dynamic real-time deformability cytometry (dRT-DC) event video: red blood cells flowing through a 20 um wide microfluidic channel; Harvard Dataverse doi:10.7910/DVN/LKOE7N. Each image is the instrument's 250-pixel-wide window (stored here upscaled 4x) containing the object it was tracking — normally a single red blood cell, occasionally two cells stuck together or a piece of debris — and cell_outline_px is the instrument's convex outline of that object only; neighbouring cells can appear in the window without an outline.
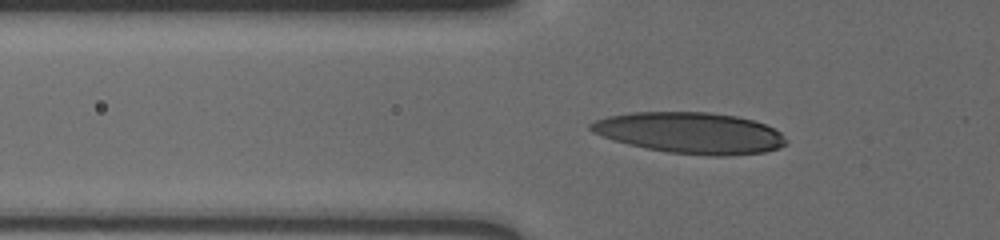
{"species": "human", "species_latin": "Homo sapiens", "temperature_condition": "cold", "stored_images_in_passage": 43, "camera_frame_rate_fps": 3000, "um_per_image_px": 0.085, "donor": {"sex": "male"}, "frame": {"image": 1, "passage_image": 6, "time_ms": 1.667, "image_size_px": [1000, 240], "cell_outline_px": [[784, 144], [780, 148], [764, 152], [728, 156], [708, 156], [668, 152], [628, 144], [612, 140], [592, 132], [588, 128], [588, 124], [596, 120], [608, 116], [628, 112], [708, 112], [736, 116], [752, 120], [764, 124], [780, 132], [784, 140]], "centroid_in_image_um": [58.62, 11.29], "position_along_channel_um": 67.2, "area_um2": 46.76}}
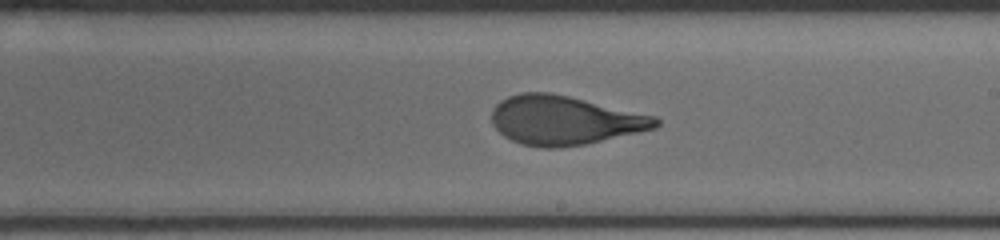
{"frame": {"image": 2, "passage_image": 21, "time_ms": 6.667, "image_size_px": [1000, 240], "cell_outline_px": [[660, 124], [656, 128], [584, 144], [560, 148], [544, 148], [520, 144], [504, 136], [492, 124], [492, 108], [500, 100], [508, 96], [520, 92], [548, 92], [568, 96], [656, 116], [660, 120]], "centroid_in_image_um": [47.95, 10.22], "position_along_channel_um": 241.1, "area_um2": 46.76}}
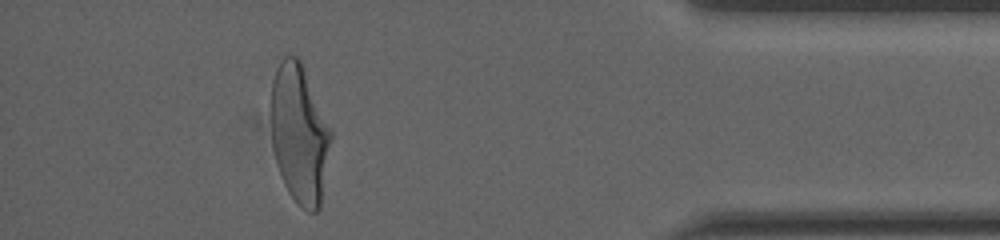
{"frame": {"image": 3, "passage_image": 38, "time_ms": 12.333, "image_size_px": [1000, 240], "cell_outline_px": [[332, 136], [320, 208], [316, 212], [308, 212], [288, 192], [280, 176], [272, 148], [272, 80], [276, 68], [280, 60], [284, 56], [296, 56], [300, 60], [332, 132]], "centroid_in_image_um": [25.45, 11.4], "position_along_channel_um": 409.8, "area_um2": 48.03}, "authors_computed_cell_mechanics": {"area_um2": 46.9914, "velocity_mm_per_s": 3.609, "shape_relaxation_time_tau1_ms": 4.8638, "shape_relaxation_time_tau2_ms": 1.0689, "deformation_change_tau1": 0.2177, "deformation_change_tau2": 0.0929}}